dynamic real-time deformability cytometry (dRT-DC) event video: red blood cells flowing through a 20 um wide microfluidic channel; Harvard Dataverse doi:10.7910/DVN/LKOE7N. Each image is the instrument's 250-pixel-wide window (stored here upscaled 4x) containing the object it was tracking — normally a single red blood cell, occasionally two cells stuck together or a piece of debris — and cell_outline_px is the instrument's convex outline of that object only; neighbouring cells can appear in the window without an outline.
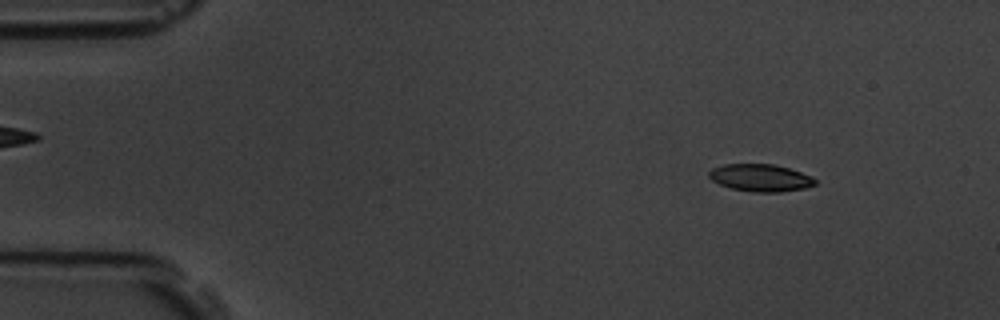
{"species": "common noctule bat (a hibernating species)", "species_latin": "Nyctalus noctula", "temperature_condition": "room temperature", "stored_images_in_passage": 56, "camera_frame_rate_fps": 3000, "um_per_image_px": 0.085, "animal": {"sex": "male", "body_mass_g": 19.5, "forearm_length_mm": 54.6}, "frame": {"image": 1, "passage_image": 6, "time_ms": 1.667, "image_size_px": [1000, 320], "cell_outline_px": [[816, 184], [804, 188], [780, 192], [752, 192], [732, 188], [720, 184], [712, 180], [708, 176], [708, 172], [712, 168], [724, 164], [772, 164], [788, 168], [812, 176], [816, 180]], "centroid_in_image_um": [64.63, 15.11], "position_along_channel_um": 20.4, "area_um2": 16.82}}
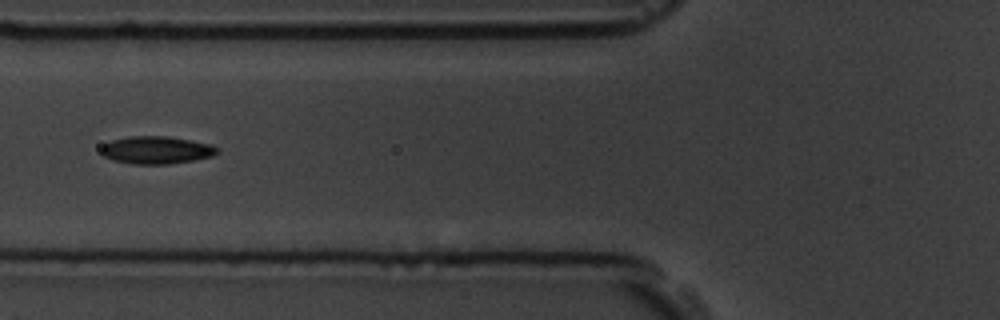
{"frame": {"image": 2, "passage_image": 21, "time_ms": 6.667, "image_size_px": [1000, 320], "cell_outline_px": [[220, 152], [212, 156], [192, 160], [168, 164], [132, 164], [112, 160], [104, 156], [100, 152], [100, 148], [104, 144], [112, 140], [128, 136], [168, 136], [212, 144]], "centroid_in_image_um": [13.27, 12.75], "position_along_channel_um": 112.5, "area_um2": 18.73}}
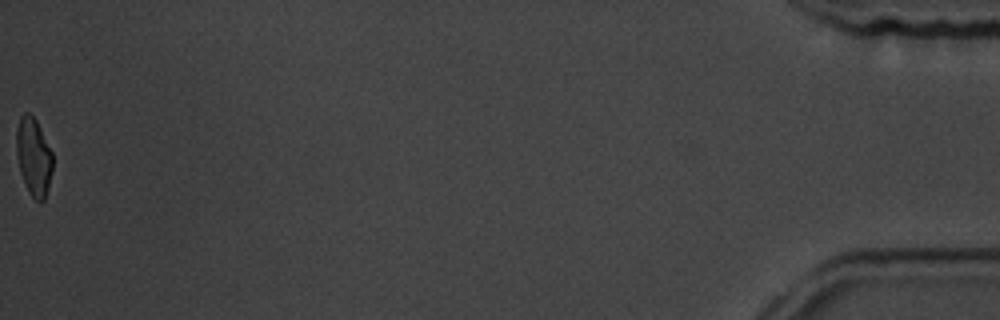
{"frame": {"image": 3, "passage_image": 56, "time_ms": 18.333, "image_size_px": [1000, 320], "cell_outline_px": [[52, 172], [48, 188], [44, 200], [40, 204], [28, 192], [24, 184], [20, 172], [16, 152], [16, 132], [20, 116], [24, 112], [28, 112], [36, 120], [52, 152]], "centroid_in_image_um": [2.85, 13.35], "position_along_channel_um": 432.4, "area_um2": 16.53}, "authors_computed_cell_mechanics": {"area_um2": 17.8024, "velocity_mm_per_s": 3.6184, "shape_relaxation_time_tau1_ms": 5.8225, "shape_relaxation_time_tau2_ms": 2.3131, "deformation_change_tau1": 0.1555, "deformation_change_tau2": 0.0836}}